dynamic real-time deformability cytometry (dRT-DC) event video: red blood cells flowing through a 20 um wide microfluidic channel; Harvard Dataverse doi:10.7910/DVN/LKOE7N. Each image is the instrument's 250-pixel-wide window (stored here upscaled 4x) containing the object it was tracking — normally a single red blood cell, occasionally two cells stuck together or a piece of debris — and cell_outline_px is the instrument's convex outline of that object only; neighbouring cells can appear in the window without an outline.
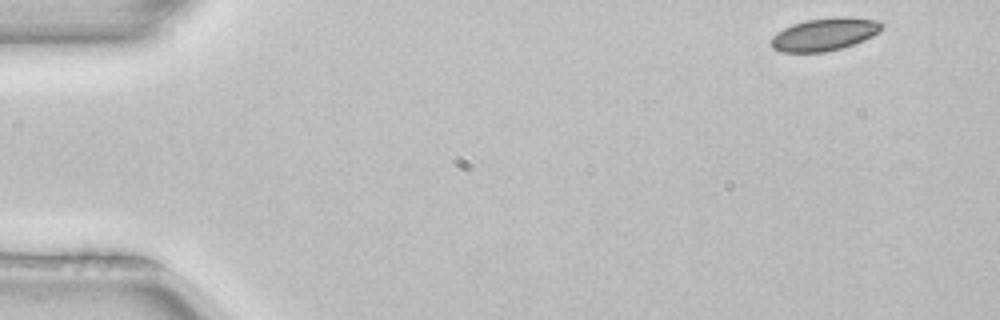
{"species": "common noctule bat (a hibernating species)", "species_latin": "Nyctalus noctula", "temperature_condition": "room temperature", "stored_images_in_passage": 4, "camera_frame_rate_fps": 3000, "um_per_image_px": 0.085, "animal": {"sex": "female", "body_mass_g": 22.7, "forearm_length_mm": 54.2}, "frame": {"image": 1, "passage_image": 1, "time_ms": 0.0, "image_size_px": [1000, 320], "cell_outline_px": [[884, 24], [880, 32], [864, 40], [840, 48], [824, 52], [780, 52], [772, 48], [772, 36], [784, 28], [792, 24], [808, 20], [840, 16], [848, 16], [880, 20]], "centroid_in_image_um": [70.13, 2.9], "position_along_channel_um": 14.9, "area_um2": 21.1}}
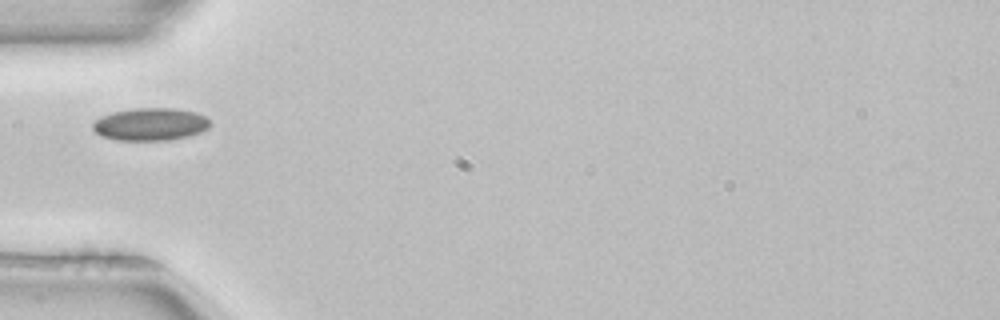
{"frame": {"image": 2, "passage_image": 4, "time_ms": 1.0, "image_size_px": [1000, 320], "cell_outline_px": [[212, 124], [208, 128], [200, 132], [188, 136], [168, 140], [116, 140], [100, 136], [92, 128], [92, 124], [100, 116], [112, 112], [132, 108], [176, 108], [196, 112], [204, 116]], "centroid_in_image_um": [12.76, 10.55], "position_along_channel_um": 72.2, "area_um2": 22.43}}